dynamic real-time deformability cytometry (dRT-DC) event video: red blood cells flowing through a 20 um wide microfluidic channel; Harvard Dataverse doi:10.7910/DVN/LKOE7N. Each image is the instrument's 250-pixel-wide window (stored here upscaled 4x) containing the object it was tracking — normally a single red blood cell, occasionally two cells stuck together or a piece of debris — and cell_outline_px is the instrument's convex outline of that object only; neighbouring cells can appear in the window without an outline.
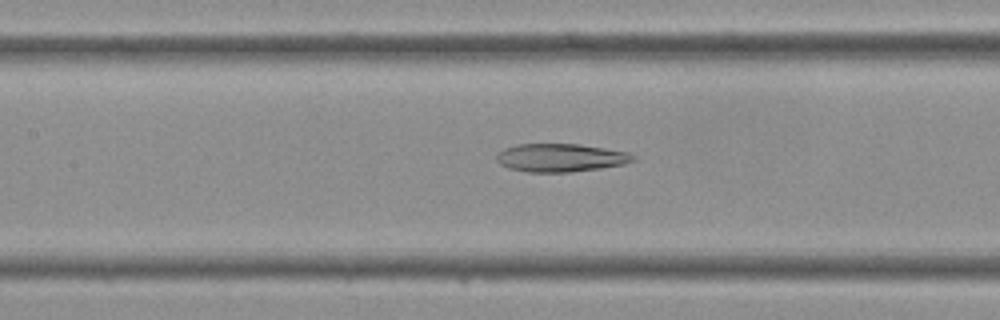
{"species": "Egyptian fruit bat (a non-hibernating species)", "species_latin": "Rousettus aegyptiacus", "temperature_condition": "cold", "stored_images_in_passage": 42, "camera_frame_rate_fps": 3000, "um_per_image_px": 0.085, "frame": {"image": 1, "passage_image": 19, "time_ms": 6.0, "image_size_px": [1000, 320], "cell_outline_px": [[636, 160], [624, 164], [600, 168], [572, 172], [528, 172], [508, 168], [500, 164], [496, 160], [496, 156], [504, 148], [520, 144], [580, 144], [632, 152], [636, 156]], "centroid_in_image_um": [47.7, 13.4], "position_along_channel_um": 159.7, "area_um2": 22.6}}
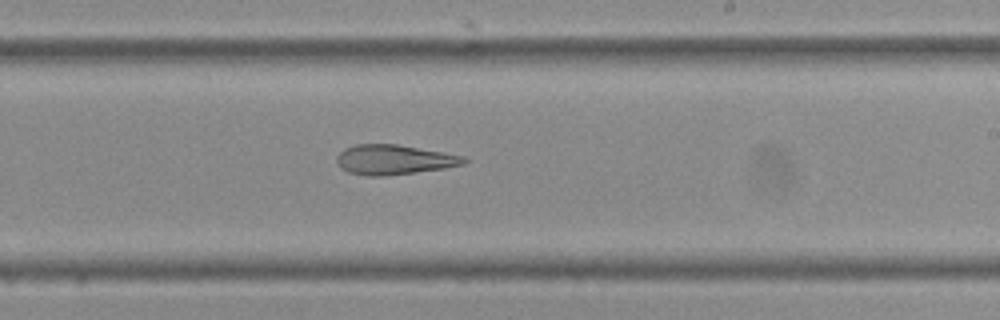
{"frame": {"image": 2, "passage_image": 25, "time_ms": 8.0, "image_size_px": [1000, 320], "cell_outline_px": [[468, 160], [464, 164], [444, 168], [384, 176], [368, 176], [348, 172], [340, 168], [336, 160], [336, 156], [344, 148], [356, 144], [396, 144], [464, 156]], "centroid_in_image_um": [33.44, 13.57], "position_along_channel_um": 255.6, "area_um2": 21.96}}
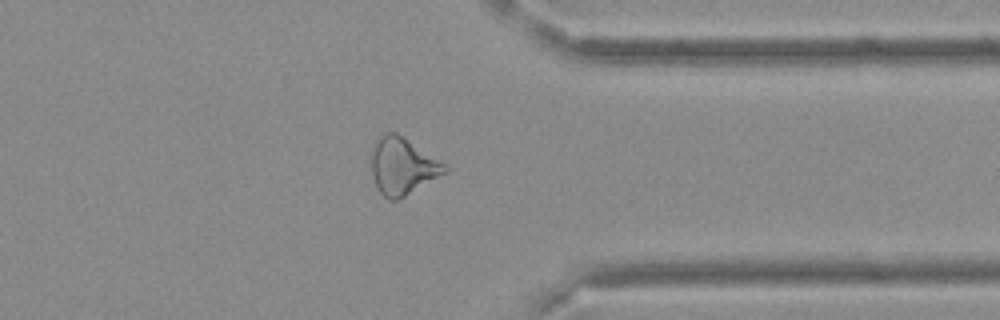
{"frame": {"image": 3, "passage_image": 33, "time_ms": 10.667, "image_size_px": [1000, 320], "cell_outline_px": [[452, 168], [404, 196], [396, 200], [388, 200], [380, 192], [372, 176], [372, 144], [384, 132], [396, 132], [448, 164]], "centroid_in_image_um": [34.22, 14.09], "position_along_channel_um": 377.2, "area_um2": 24.28}}